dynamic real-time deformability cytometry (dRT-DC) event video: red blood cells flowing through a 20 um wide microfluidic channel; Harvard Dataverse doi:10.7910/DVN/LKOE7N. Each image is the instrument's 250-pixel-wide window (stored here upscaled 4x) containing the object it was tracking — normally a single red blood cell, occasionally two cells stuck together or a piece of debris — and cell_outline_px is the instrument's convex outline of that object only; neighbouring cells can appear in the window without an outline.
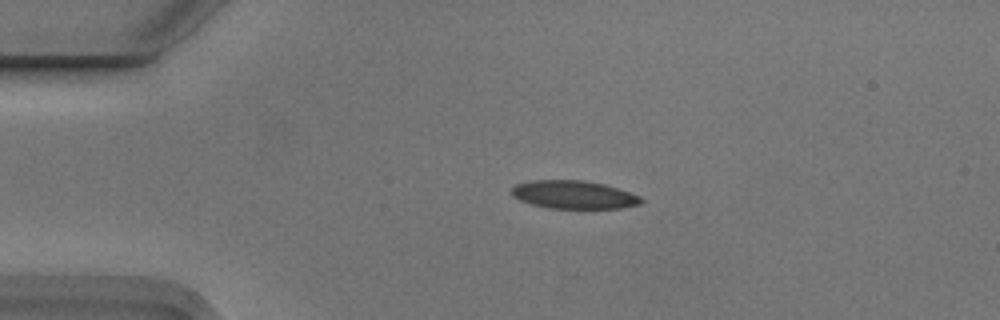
{"species": "Egyptian fruit bat (a non-hibernating species)", "species_latin": "Rousettus aegyptiacus", "temperature_condition": "cold", "stored_images_in_passage": 3, "camera_frame_rate_fps": 3000, "um_per_image_px": 0.085, "animal": {"sex": "male"}, "frame": {"image": 1, "passage_image": 2, "time_ms": 0.333, "image_size_px": [1000, 320], "cell_outline_px": [[644, 200], [640, 204], [620, 208], [548, 208], [532, 204], [520, 200], [512, 196], [508, 192], [516, 184], [532, 180], [584, 180], [604, 184], [640, 196]], "centroid_in_image_um": [48.73, 16.54], "position_along_channel_um": 36.3, "area_um2": 21.21}}